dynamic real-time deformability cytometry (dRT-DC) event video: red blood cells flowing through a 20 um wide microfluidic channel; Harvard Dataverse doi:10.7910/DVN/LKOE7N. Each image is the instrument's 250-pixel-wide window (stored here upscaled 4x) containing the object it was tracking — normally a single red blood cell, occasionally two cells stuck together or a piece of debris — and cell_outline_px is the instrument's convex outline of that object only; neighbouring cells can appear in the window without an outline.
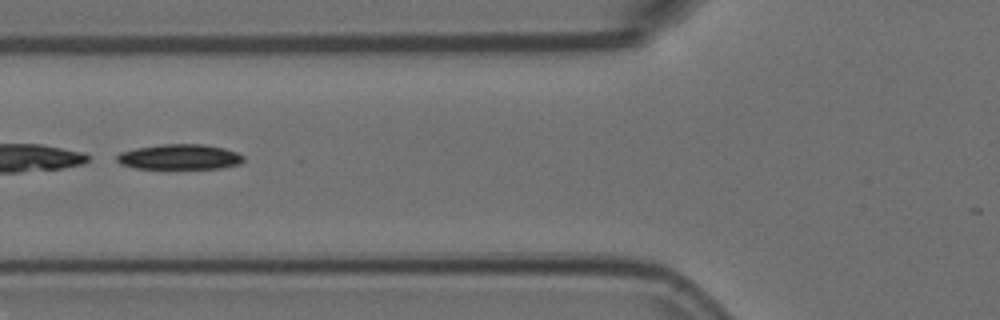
{"species": "Egyptian fruit bat (a non-hibernating species)", "species_latin": "Rousettus aegyptiacus", "temperature_condition": "room temperature", "stored_images_in_passage": 50, "segment_of_instrument_passage": [2, 2], "camera_frame_rate_fps": 3000, "um_per_image_px": 0.085, "animal": {"sex": "female"}, "frame": {"image": 1, "passage_image": 21, "time_ms": 6.667, "image_size_px": [1000, 320], "cell_outline_px": [[244, 160], [240, 164], [220, 168], [136, 168], [120, 164], [116, 160], [116, 156], [120, 152], [136, 148], [160, 144], [204, 144], [224, 148], [236, 152], [244, 156]], "centroid_in_image_um": [15.27, 13.33], "position_along_channel_um": 110.5, "area_um2": 18.61}}